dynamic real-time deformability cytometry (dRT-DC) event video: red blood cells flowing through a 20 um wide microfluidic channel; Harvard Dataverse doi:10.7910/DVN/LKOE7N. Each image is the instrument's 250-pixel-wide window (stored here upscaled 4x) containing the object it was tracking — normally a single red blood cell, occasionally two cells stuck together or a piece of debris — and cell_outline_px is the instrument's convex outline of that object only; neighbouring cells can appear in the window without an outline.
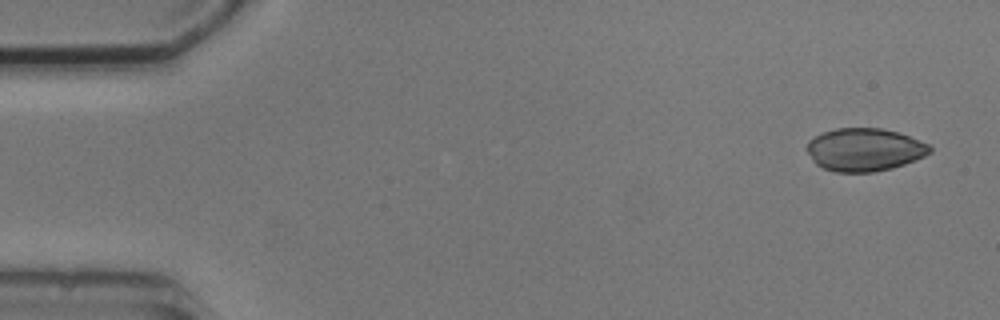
{"species": "common noctule bat (a hibernating species)", "species_latin": "Nyctalus noctula", "temperature_condition": "cold", "stored_images_in_passage": 9, "camera_frame_rate_fps": 3000, "um_per_image_px": 0.085, "animal": {"sex": "male", "body_mass_g": 20.5, "forearm_length_mm": 52.5}, "frame": {"image": 1, "passage_image": 1, "time_ms": 0.0, "image_size_px": [1000, 320], "cell_outline_px": [[932, 152], [924, 156], [904, 164], [892, 168], [872, 172], [836, 172], [824, 168], [816, 164], [812, 160], [804, 148], [808, 140], [824, 132], [836, 128], [880, 128], [896, 132], [908, 136], [928, 144], [932, 148]], "centroid_in_image_um": [73.44, 12.72], "position_along_channel_um": 11.6, "area_um2": 30.69}}